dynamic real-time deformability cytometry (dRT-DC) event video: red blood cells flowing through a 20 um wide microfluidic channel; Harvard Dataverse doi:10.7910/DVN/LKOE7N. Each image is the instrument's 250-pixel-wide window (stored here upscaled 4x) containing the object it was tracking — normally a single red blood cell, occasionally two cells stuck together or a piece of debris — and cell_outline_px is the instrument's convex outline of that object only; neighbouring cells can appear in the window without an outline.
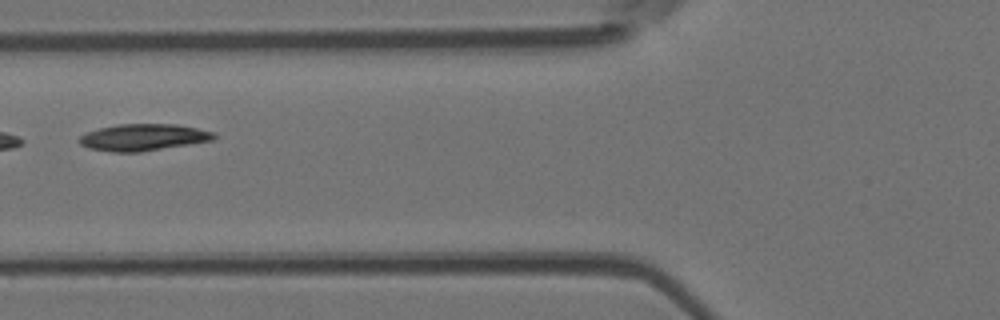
{"species": "Egyptian fruit bat (a non-hibernating species)", "species_latin": "Rousettus aegyptiacus", "temperature_condition": "room temperature", "stored_images_in_passage": 8, "camera_frame_rate_fps": 3000, "um_per_image_px": 0.085, "animal": {"sex": "female"}, "frame": {"image": 1, "passage_image": 7, "time_ms": 7.0, "image_size_px": [1000, 320], "cell_outline_px": [[216, 136], [212, 140], [140, 152], [112, 152], [88, 148], [80, 144], [76, 140], [80, 136], [88, 132], [100, 128], [120, 124], [176, 124], [216, 132]], "centroid_in_image_um": [12.15, 11.67], "position_along_channel_um": 113.6, "area_um2": 20.87}}
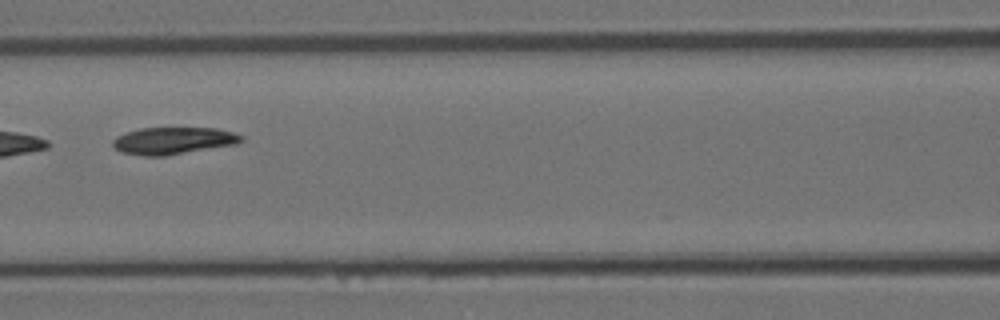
{"frame": {"image": 2, "passage_image": 8, "time_ms": 8.0, "image_size_px": [1000, 320], "cell_outline_px": [[244, 140], [236, 144], [164, 156], [144, 156], [120, 152], [112, 144], [112, 140], [116, 136], [140, 128], [216, 128], [232, 132], [244, 136]], "centroid_in_image_um": [14.72, 11.96], "position_along_channel_um": 151.9, "area_um2": 20.23}}